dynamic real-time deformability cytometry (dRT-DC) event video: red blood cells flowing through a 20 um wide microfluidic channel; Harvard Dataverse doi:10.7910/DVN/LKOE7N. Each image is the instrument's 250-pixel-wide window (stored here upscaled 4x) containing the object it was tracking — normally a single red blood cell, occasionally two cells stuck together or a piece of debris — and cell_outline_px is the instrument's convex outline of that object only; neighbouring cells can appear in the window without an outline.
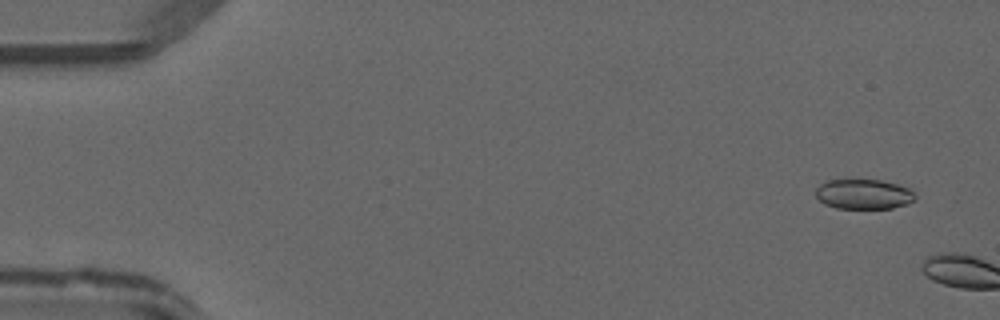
{"species": "common noctule bat (a hibernating species)", "species_latin": "Nyctalus noctula", "temperature_condition": "warm", "stored_images_in_passage": 5, "camera_frame_rate_fps": 3000, "um_per_image_px": 0.085, "animal": {"sex": "male", "forearm_length_mm": 52.5}, "frame": {"image": 1, "passage_image": 3, "time_ms": 0.667, "image_size_px": [1000, 320], "cell_outline_px": [[916, 200], [908, 204], [892, 208], [836, 208], [824, 204], [816, 196], [816, 188], [820, 184], [828, 180], [880, 180], [896, 184], [908, 188], [916, 196]], "centroid_in_image_um": [73.41, 16.51], "position_along_channel_um": 11.6, "area_um2": 17.28}}